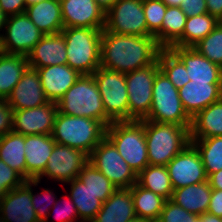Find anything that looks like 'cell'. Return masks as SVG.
Returning <instances> with one entry per match:
<instances>
[{
	"label": "cell",
	"mask_w": 222,
	"mask_h": 222,
	"mask_svg": "<svg viewBox=\"0 0 222 222\" xmlns=\"http://www.w3.org/2000/svg\"><path fill=\"white\" fill-rule=\"evenodd\" d=\"M161 49L154 36L115 34L104 28L100 67L126 74L153 64Z\"/></svg>",
	"instance_id": "obj_1"
},
{
	"label": "cell",
	"mask_w": 222,
	"mask_h": 222,
	"mask_svg": "<svg viewBox=\"0 0 222 222\" xmlns=\"http://www.w3.org/2000/svg\"><path fill=\"white\" fill-rule=\"evenodd\" d=\"M190 128L144 120L149 165L166 166L191 143Z\"/></svg>",
	"instance_id": "obj_2"
},
{
	"label": "cell",
	"mask_w": 222,
	"mask_h": 222,
	"mask_svg": "<svg viewBox=\"0 0 222 222\" xmlns=\"http://www.w3.org/2000/svg\"><path fill=\"white\" fill-rule=\"evenodd\" d=\"M106 128L99 120L68 116L58 111L52 137L57 144L84 151L89 156L106 137Z\"/></svg>",
	"instance_id": "obj_3"
},
{
	"label": "cell",
	"mask_w": 222,
	"mask_h": 222,
	"mask_svg": "<svg viewBox=\"0 0 222 222\" xmlns=\"http://www.w3.org/2000/svg\"><path fill=\"white\" fill-rule=\"evenodd\" d=\"M102 32L103 29L86 27L63 28L66 64L81 75L93 74L100 67Z\"/></svg>",
	"instance_id": "obj_4"
},
{
	"label": "cell",
	"mask_w": 222,
	"mask_h": 222,
	"mask_svg": "<svg viewBox=\"0 0 222 222\" xmlns=\"http://www.w3.org/2000/svg\"><path fill=\"white\" fill-rule=\"evenodd\" d=\"M58 111L101 121L108 127L112 121L105 115L100 91L93 74L81 75L57 102Z\"/></svg>",
	"instance_id": "obj_5"
},
{
	"label": "cell",
	"mask_w": 222,
	"mask_h": 222,
	"mask_svg": "<svg viewBox=\"0 0 222 222\" xmlns=\"http://www.w3.org/2000/svg\"><path fill=\"white\" fill-rule=\"evenodd\" d=\"M106 137L137 175L149 165L144 119L112 122Z\"/></svg>",
	"instance_id": "obj_6"
},
{
	"label": "cell",
	"mask_w": 222,
	"mask_h": 222,
	"mask_svg": "<svg viewBox=\"0 0 222 222\" xmlns=\"http://www.w3.org/2000/svg\"><path fill=\"white\" fill-rule=\"evenodd\" d=\"M144 120L191 127L192 119L184 110L178 89L161 70L155 76L151 109Z\"/></svg>",
	"instance_id": "obj_7"
},
{
	"label": "cell",
	"mask_w": 222,
	"mask_h": 222,
	"mask_svg": "<svg viewBox=\"0 0 222 222\" xmlns=\"http://www.w3.org/2000/svg\"><path fill=\"white\" fill-rule=\"evenodd\" d=\"M93 76L101 94L105 115L112 122L128 121L125 74L99 67Z\"/></svg>",
	"instance_id": "obj_8"
},
{
	"label": "cell",
	"mask_w": 222,
	"mask_h": 222,
	"mask_svg": "<svg viewBox=\"0 0 222 222\" xmlns=\"http://www.w3.org/2000/svg\"><path fill=\"white\" fill-rule=\"evenodd\" d=\"M160 70L158 59L151 65L125 74L128 93V121L145 119L151 109L153 85Z\"/></svg>",
	"instance_id": "obj_9"
},
{
	"label": "cell",
	"mask_w": 222,
	"mask_h": 222,
	"mask_svg": "<svg viewBox=\"0 0 222 222\" xmlns=\"http://www.w3.org/2000/svg\"><path fill=\"white\" fill-rule=\"evenodd\" d=\"M88 162L109 179L117 189L131 188L137 182V174L107 137L89 154Z\"/></svg>",
	"instance_id": "obj_10"
},
{
	"label": "cell",
	"mask_w": 222,
	"mask_h": 222,
	"mask_svg": "<svg viewBox=\"0 0 222 222\" xmlns=\"http://www.w3.org/2000/svg\"><path fill=\"white\" fill-rule=\"evenodd\" d=\"M4 30L0 51L26 57L44 36L25 12L7 17Z\"/></svg>",
	"instance_id": "obj_11"
},
{
	"label": "cell",
	"mask_w": 222,
	"mask_h": 222,
	"mask_svg": "<svg viewBox=\"0 0 222 222\" xmlns=\"http://www.w3.org/2000/svg\"><path fill=\"white\" fill-rule=\"evenodd\" d=\"M105 29L115 34L148 36L143 0H117L106 12Z\"/></svg>",
	"instance_id": "obj_12"
},
{
	"label": "cell",
	"mask_w": 222,
	"mask_h": 222,
	"mask_svg": "<svg viewBox=\"0 0 222 222\" xmlns=\"http://www.w3.org/2000/svg\"><path fill=\"white\" fill-rule=\"evenodd\" d=\"M88 161L89 156L84 151L56 143L44 172L37 179L48 177L67 184L78 177Z\"/></svg>",
	"instance_id": "obj_13"
},
{
	"label": "cell",
	"mask_w": 222,
	"mask_h": 222,
	"mask_svg": "<svg viewBox=\"0 0 222 222\" xmlns=\"http://www.w3.org/2000/svg\"><path fill=\"white\" fill-rule=\"evenodd\" d=\"M166 167L173 189L208 180L201 156L192 143L177 154Z\"/></svg>",
	"instance_id": "obj_14"
},
{
	"label": "cell",
	"mask_w": 222,
	"mask_h": 222,
	"mask_svg": "<svg viewBox=\"0 0 222 222\" xmlns=\"http://www.w3.org/2000/svg\"><path fill=\"white\" fill-rule=\"evenodd\" d=\"M57 112V103L51 101L35 108L13 110V131L24 136L52 135Z\"/></svg>",
	"instance_id": "obj_15"
},
{
	"label": "cell",
	"mask_w": 222,
	"mask_h": 222,
	"mask_svg": "<svg viewBox=\"0 0 222 222\" xmlns=\"http://www.w3.org/2000/svg\"><path fill=\"white\" fill-rule=\"evenodd\" d=\"M64 28L104 29L106 12L95 0H59Z\"/></svg>",
	"instance_id": "obj_16"
},
{
	"label": "cell",
	"mask_w": 222,
	"mask_h": 222,
	"mask_svg": "<svg viewBox=\"0 0 222 222\" xmlns=\"http://www.w3.org/2000/svg\"><path fill=\"white\" fill-rule=\"evenodd\" d=\"M0 222H40L31 202V179L0 200Z\"/></svg>",
	"instance_id": "obj_17"
},
{
	"label": "cell",
	"mask_w": 222,
	"mask_h": 222,
	"mask_svg": "<svg viewBox=\"0 0 222 222\" xmlns=\"http://www.w3.org/2000/svg\"><path fill=\"white\" fill-rule=\"evenodd\" d=\"M6 101L13 110L30 109L48 103L38 71L28 67Z\"/></svg>",
	"instance_id": "obj_18"
},
{
	"label": "cell",
	"mask_w": 222,
	"mask_h": 222,
	"mask_svg": "<svg viewBox=\"0 0 222 222\" xmlns=\"http://www.w3.org/2000/svg\"><path fill=\"white\" fill-rule=\"evenodd\" d=\"M184 110L192 119L201 110L222 98V82H194L190 80L178 89Z\"/></svg>",
	"instance_id": "obj_19"
},
{
	"label": "cell",
	"mask_w": 222,
	"mask_h": 222,
	"mask_svg": "<svg viewBox=\"0 0 222 222\" xmlns=\"http://www.w3.org/2000/svg\"><path fill=\"white\" fill-rule=\"evenodd\" d=\"M185 65L194 82H222V68L201 55L194 47L169 48Z\"/></svg>",
	"instance_id": "obj_20"
},
{
	"label": "cell",
	"mask_w": 222,
	"mask_h": 222,
	"mask_svg": "<svg viewBox=\"0 0 222 222\" xmlns=\"http://www.w3.org/2000/svg\"><path fill=\"white\" fill-rule=\"evenodd\" d=\"M27 61L29 67L36 70L46 66L66 64V44L62 33L44 35L27 55Z\"/></svg>",
	"instance_id": "obj_21"
},
{
	"label": "cell",
	"mask_w": 222,
	"mask_h": 222,
	"mask_svg": "<svg viewBox=\"0 0 222 222\" xmlns=\"http://www.w3.org/2000/svg\"><path fill=\"white\" fill-rule=\"evenodd\" d=\"M47 99L57 103L81 76L69 65H51L37 69Z\"/></svg>",
	"instance_id": "obj_22"
},
{
	"label": "cell",
	"mask_w": 222,
	"mask_h": 222,
	"mask_svg": "<svg viewBox=\"0 0 222 222\" xmlns=\"http://www.w3.org/2000/svg\"><path fill=\"white\" fill-rule=\"evenodd\" d=\"M55 144L52 135L25 136L26 181L37 179L44 172Z\"/></svg>",
	"instance_id": "obj_23"
},
{
	"label": "cell",
	"mask_w": 222,
	"mask_h": 222,
	"mask_svg": "<svg viewBox=\"0 0 222 222\" xmlns=\"http://www.w3.org/2000/svg\"><path fill=\"white\" fill-rule=\"evenodd\" d=\"M136 216L132 198V187L116 189L102 204L91 222H128Z\"/></svg>",
	"instance_id": "obj_24"
},
{
	"label": "cell",
	"mask_w": 222,
	"mask_h": 222,
	"mask_svg": "<svg viewBox=\"0 0 222 222\" xmlns=\"http://www.w3.org/2000/svg\"><path fill=\"white\" fill-rule=\"evenodd\" d=\"M25 13L44 35L59 33L64 28L59 0L30 5Z\"/></svg>",
	"instance_id": "obj_25"
},
{
	"label": "cell",
	"mask_w": 222,
	"mask_h": 222,
	"mask_svg": "<svg viewBox=\"0 0 222 222\" xmlns=\"http://www.w3.org/2000/svg\"><path fill=\"white\" fill-rule=\"evenodd\" d=\"M211 194L212 188L207 180L174 189L171 200L188 212L203 215L208 212Z\"/></svg>",
	"instance_id": "obj_26"
},
{
	"label": "cell",
	"mask_w": 222,
	"mask_h": 222,
	"mask_svg": "<svg viewBox=\"0 0 222 222\" xmlns=\"http://www.w3.org/2000/svg\"><path fill=\"white\" fill-rule=\"evenodd\" d=\"M222 136V98L192 118L190 138Z\"/></svg>",
	"instance_id": "obj_27"
},
{
	"label": "cell",
	"mask_w": 222,
	"mask_h": 222,
	"mask_svg": "<svg viewBox=\"0 0 222 222\" xmlns=\"http://www.w3.org/2000/svg\"><path fill=\"white\" fill-rule=\"evenodd\" d=\"M28 67L26 56L0 51V98H8Z\"/></svg>",
	"instance_id": "obj_28"
},
{
	"label": "cell",
	"mask_w": 222,
	"mask_h": 222,
	"mask_svg": "<svg viewBox=\"0 0 222 222\" xmlns=\"http://www.w3.org/2000/svg\"><path fill=\"white\" fill-rule=\"evenodd\" d=\"M25 136L11 131L0 137V159L26 180Z\"/></svg>",
	"instance_id": "obj_29"
},
{
	"label": "cell",
	"mask_w": 222,
	"mask_h": 222,
	"mask_svg": "<svg viewBox=\"0 0 222 222\" xmlns=\"http://www.w3.org/2000/svg\"><path fill=\"white\" fill-rule=\"evenodd\" d=\"M67 183L71 185L69 197L76 206L80 221L91 222L102 208L103 202L78 178Z\"/></svg>",
	"instance_id": "obj_30"
},
{
	"label": "cell",
	"mask_w": 222,
	"mask_h": 222,
	"mask_svg": "<svg viewBox=\"0 0 222 222\" xmlns=\"http://www.w3.org/2000/svg\"><path fill=\"white\" fill-rule=\"evenodd\" d=\"M186 19L180 7H167L161 30L154 36L162 49H169L183 36Z\"/></svg>",
	"instance_id": "obj_31"
},
{
	"label": "cell",
	"mask_w": 222,
	"mask_h": 222,
	"mask_svg": "<svg viewBox=\"0 0 222 222\" xmlns=\"http://www.w3.org/2000/svg\"><path fill=\"white\" fill-rule=\"evenodd\" d=\"M219 23L220 21L216 17L208 13L188 17L183 36L173 46L194 47L212 32Z\"/></svg>",
	"instance_id": "obj_32"
},
{
	"label": "cell",
	"mask_w": 222,
	"mask_h": 222,
	"mask_svg": "<svg viewBox=\"0 0 222 222\" xmlns=\"http://www.w3.org/2000/svg\"><path fill=\"white\" fill-rule=\"evenodd\" d=\"M137 183L169 200L172 198L173 187L166 166L148 165L138 175Z\"/></svg>",
	"instance_id": "obj_33"
},
{
	"label": "cell",
	"mask_w": 222,
	"mask_h": 222,
	"mask_svg": "<svg viewBox=\"0 0 222 222\" xmlns=\"http://www.w3.org/2000/svg\"><path fill=\"white\" fill-rule=\"evenodd\" d=\"M132 198L136 216L146 220L159 218L166 201L162 196L141 187L137 182L132 186Z\"/></svg>",
	"instance_id": "obj_34"
},
{
	"label": "cell",
	"mask_w": 222,
	"mask_h": 222,
	"mask_svg": "<svg viewBox=\"0 0 222 222\" xmlns=\"http://www.w3.org/2000/svg\"><path fill=\"white\" fill-rule=\"evenodd\" d=\"M198 150L207 176L222 170V136L190 138Z\"/></svg>",
	"instance_id": "obj_35"
},
{
	"label": "cell",
	"mask_w": 222,
	"mask_h": 222,
	"mask_svg": "<svg viewBox=\"0 0 222 222\" xmlns=\"http://www.w3.org/2000/svg\"><path fill=\"white\" fill-rule=\"evenodd\" d=\"M98 199L105 202L115 191L116 187L91 163H87L77 177Z\"/></svg>",
	"instance_id": "obj_36"
},
{
	"label": "cell",
	"mask_w": 222,
	"mask_h": 222,
	"mask_svg": "<svg viewBox=\"0 0 222 222\" xmlns=\"http://www.w3.org/2000/svg\"><path fill=\"white\" fill-rule=\"evenodd\" d=\"M157 59L160 70L166 74L177 89L190 81L185 65L170 49H161Z\"/></svg>",
	"instance_id": "obj_37"
},
{
	"label": "cell",
	"mask_w": 222,
	"mask_h": 222,
	"mask_svg": "<svg viewBox=\"0 0 222 222\" xmlns=\"http://www.w3.org/2000/svg\"><path fill=\"white\" fill-rule=\"evenodd\" d=\"M194 48L201 55L222 68V21Z\"/></svg>",
	"instance_id": "obj_38"
},
{
	"label": "cell",
	"mask_w": 222,
	"mask_h": 222,
	"mask_svg": "<svg viewBox=\"0 0 222 222\" xmlns=\"http://www.w3.org/2000/svg\"><path fill=\"white\" fill-rule=\"evenodd\" d=\"M40 182L41 181L38 179H31V202L33 204V208L36 211V215H37L38 220L40 222H45V221H50L49 218L51 217V214H53V213H51L50 212L51 210H49V209H51L50 208L51 206L53 207V205L55 204L54 202H56V200H58V199H57V196L55 195V193H53V191L48 188L47 189L44 188V190L40 191V193L37 192L38 195H36V193L34 194L33 193L34 189H32V186L36 187V186H38V183H40ZM51 200H53V203L50 205V203H48V202H52Z\"/></svg>",
	"instance_id": "obj_39"
},
{
	"label": "cell",
	"mask_w": 222,
	"mask_h": 222,
	"mask_svg": "<svg viewBox=\"0 0 222 222\" xmlns=\"http://www.w3.org/2000/svg\"><path fill=\"white\" fill-rule=\"evenodd\" d=\"M148 36H155L162 27L167 6L161 0H143Z\"/></svg>",
	"instance_id": "obj_40"
},
{
	"label": "cell",
	"mask_w": 222,
	"mask_h": 222,
	"mask_svg": "<svg viewBox=\"0 0 222 222\" xmlns=\"http://www.w3.org/2000/svg\"><path fill=\"white\" fill-rule=\"evenodd\" d=\"M198 216L169 199L165 201L159 218L162 222H193Z\"/></svg>",
	"instance_id": "obj_41"
},
{
	"label": "cell",
	"mask_w": 222,
	"mask_h": 222,
	"mask_svg": "<svg viewBox=\"0 0 222 222\" xmlns=\"http://www.w3.org/2000/svg\"><path fill=\"white\" fill-rule=\"evenodd\" d=\"M25 182L26 180L17 171L11 169L0 159V200L8 191L23 185Z\"/></svg>",
	"instance_id": "obj_42"
},
{
	"label": "cell",
	"mask_w": 222,
	"mask_h": 222,
	"mask_svg": "<svg viewBox=\"0 0 222 222\" xmlns=\"http://www.w3.org/2000/svg\"><path fill=\"white\" fill-rule=\"evenodd\" d=\"M60 199L61 200H58V201L56 200L53 207H51L52 208L51 210H54L55 213H57V215H55V219L57 220V222H82V221H79L80 219L78 216L76 206L73 203L72 199L69 197V195L68 194L64 195ZM62 200H63L64 206L63 205L59 206V204L62 203ZM45 222H49V221H45Z\"/></svg>",
	"instance_id": "obj_43"
},
{
	"label": "cell",
	"mask_w": 222,
	"mask_h": 222,
	"mask_svg": "<svg viewBox=\"0 0 222 222\" xmlns=\"http://www.w3.org/2000/svg\"><path fill=\"white\" fill-rule=\"evenodd\" d=\"M13 131V109L0 98V137Z\"/></svg>",
	"instance_id": "obj_44"
},
{
	"label": "cell",
	"mask_w": 222,
	"mask_h": 222,
	"mask_svg": "<svg viewBox=\"0 0 222 222\" xmlns=\"http://www.w3.org/2000/svg\"><path fill=\"white\" fill-rule=\"evenodd\" d=\"M180 8L187 18L207 13L206 0H182Z\"/></svg>",
	"instance_id": "obj_45"
},
{
	"label": "cell",
	"mask_w": 222,
	"mask_h": 222,
	"mask_svg": "<svg viewBox=\"0 0 222 222\" xmlns=\"http://www.w3.org/2000/svg\"><path fill=\"white\" fill-rule=\"evenodd\" d=\"M0 9L7 16L17 15L26 11L24 0H0Z\"/></svg>",
	"instance_id": "obj_46"
},
{
	"label": "cell",
	"mask_w": 222,
	"mask_h": 222,
	"mask_svg": "<svg viewBox=\"0 0 222 222\" xmlns=\"http://www.w3.org/2000/svg\"><path fill=\"white\" fill-rule=\"evenodd\" d=\"M208 213L222 218V190L212 189Z\"/></svg>",
	"instance_id": "obj_47"
},
{
	"label": "cell",
	"mask_w": 222,
	"mask_h": 222,
	"mask_svg": "<svg viewBox=\"0 0 222 222\" xmlns=\"http://www.w3.org/2000/svg\"><path fill=\"white\" fill-rule=\"evenodd\" d=\"M207 13L222 21V0H206Z\"/></svg>",
	"instance_id": "obj_48"
},
{
	"label": "cell",
	"mask_w": 222,
	"mask_h": 222,
	"mask_svg": "<svg viewBox=\"0 0 222 222\" xmlns=\"http://www.w3.org/2000/svg\"><path fill=\"white\" fill-rule=\"evenodd\" d=\"M210 187L214 190H222V170L212 173L208 177Z\"/></svg>",
	"instance_id": "obj_49"
},
{
	"label": "cell",
	"mask_w": 222,
	"mask_h": 222,
	"mask_svg": "<svg viewBox=\"0 0 222 222\" xmlns=\"http://www.w3.org/2000/svg\"><path fill=\"white\" fill-rule=\"evenodd\" d=\"M96 3L107 12L117 0H95Z\"/></svg>",
	"instance_id": "obj_50"
},
{
	"label": "cell",
	"mask_w": 222,
	"mask_h": 222,
	"mask_svg": "<svg viewBox=\"0 0 222 222\" xmlns=\"http://www.w3.org/2000/svg\"><path fill=\"white\" fill-rule=\"evenodd\" d=\"M203 222H222V218L206 212L203 214Z\"/></svg>",
	"instance_id": "obj_51"
},
{
	"label": "cell",
	"mask_w": 222,
	"mask_h": 222,
	"mask_svg": "<svg viewBox=\"0 0 222 222\" xmlns=\"http://www.w3.org/2000/svg\"><path fill=\"white\" fill-rule=\"evenodd\" d=\"M167 7H181L182 0H161Z\"/></svg>",
	"instance_id": "obj_52"
},
{
	"label": "cell",
	"mask_w": 222,
	"mask_h": 222,
	"mask_svg": "<svg viewBox=\"0 0 222 222\" xmlns=\"http://www.w3.org/2000/svg\"><path fill=\"white\" fill-rule=\"evenodd\" d=\"M7 16L0 9V31L5 28ZM2 37V33H0V39Z\"/></svg>",
	"instance_id": "obj_53"
},
{
	"label": "cell",
	"mask_w": 222,
	"mask_h": 222,
	"mask_svg": "<svg viewBox=\"0 0 222 222\" xmlns=\"http://www.w3.org/2000/svg\"><path fill=\"white\" fill-rule=\"evenodd\" d=\"M24 1H25L26 7H28L30 5H34V4L40 3L45 0H24Z\"/></svg>",
	"instance_id": "obj_54"
},
{
	"label": "cell",
	"mask_w": 222,
	"mask_h": 222,
	"mask_svg": "<svg viewBox=\"0 0 222 222\" xmlns=\"http://www.w3.org/2000/svg\"><path fill=\"white\" fill-rule=\"evenodd\" d=\"M128 222H146V219L135 217L134 219H132V220H130Z\"/></svg>",
	"instance_id": "obj_55"
},
{
	"label": "cell",
	"mask_w": 222,
	"mask_h": 222,
	"mask_svg": "<svg viewBox=\"0 0 222 222\" xmlns=\"http://www.w3.org/2000/svg\"><path fill=\"white\" fill-rule=\"evenodd\" d=\"M193 222H203V215H199Z\"/></svg>",
	"instance_id": "obj_56"
},
{
	"label": "cell",
	"mask_w": 222,
	"mask_h": 222,
	"mask_svg": "<svg viewBox=\"0 0 222 222\" xmlns=\"http://www.w3.org/2000/svg\"><path fill=\"white\" fill-rule=\"evenodd\" d=\"M146 222H162L160 218L157 219H147Z\"/></svg>",
	"instance_id": "obj_57"
}]
</instances>
